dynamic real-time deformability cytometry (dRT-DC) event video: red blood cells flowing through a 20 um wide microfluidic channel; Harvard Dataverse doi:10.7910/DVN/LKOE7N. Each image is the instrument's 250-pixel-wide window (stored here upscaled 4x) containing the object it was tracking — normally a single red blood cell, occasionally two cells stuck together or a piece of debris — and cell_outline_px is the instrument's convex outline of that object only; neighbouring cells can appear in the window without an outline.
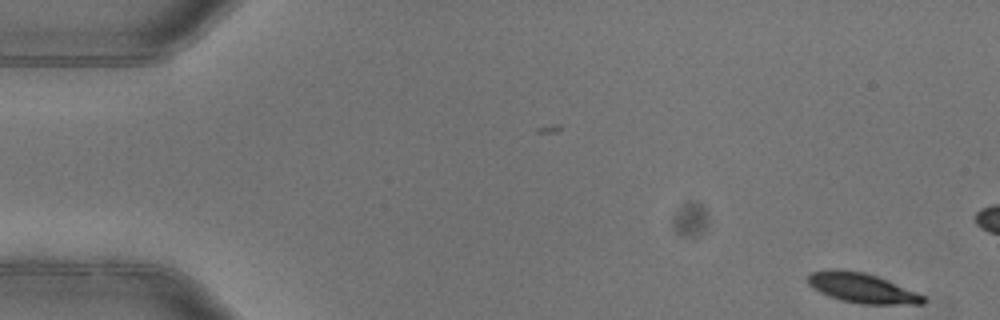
{"species": "common noctule bat (a hibernating species)", "species_latin": "Nyctalus noctula", "temperature_condition": "warm", "stored_images_in_passage": 5, "camera_frame_rate_fps": 3000, "um_per_image_px": 0.085, "animal": {"sex": "female"}, "frame": {"image": 1, "passage_image": 1, "time_ms": 0.0, "image_size_px": [1000, 320], "cell_outline_px": [[928, 300], [924, 304], [860, 304], [840, 300], [828, 296], [812, 288], [808, 284], [808, 276], [812, 272], [836, 268], [864, 272], [876, 276], [916, 292], [924, 296]], "centroid_in_image_um": [73.25, 24.49], "position_along_channel_um": 11.7, "area_um2": 20.0}}